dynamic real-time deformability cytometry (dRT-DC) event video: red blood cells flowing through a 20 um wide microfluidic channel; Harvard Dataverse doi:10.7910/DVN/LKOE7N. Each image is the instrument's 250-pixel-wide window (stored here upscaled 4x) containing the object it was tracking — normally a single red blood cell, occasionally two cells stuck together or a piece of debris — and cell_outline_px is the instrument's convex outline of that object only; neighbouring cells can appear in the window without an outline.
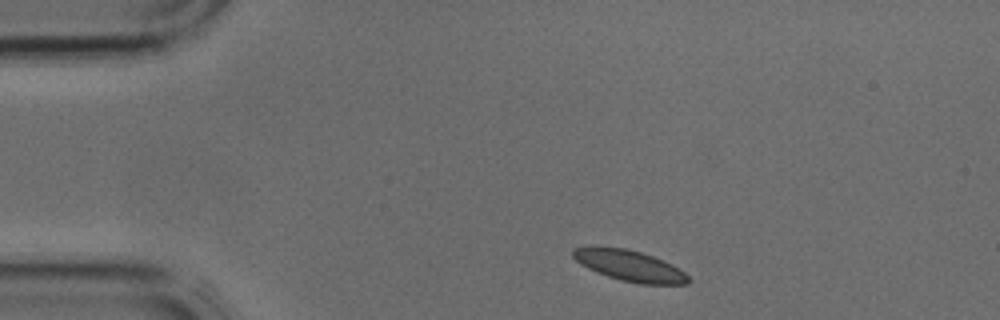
{"species": "common noctule bat (a hibernating species)", "species_latin": "Nyctalus noctula", "temperature_condition": "cold", "stored_images_in_passage": 2, "camera_frame_rate_fps": 3000, "um_per_image_px": 0.085, "animal": {"sex": "male", "body_mass_g": 17.9, "forearm_length_mm": 54.2}, "frame": {"image": 1, "passage_image": 1, "time_ms": 0.0, "image_size_px": [1000, 320], "cell_outline_px": [[688, 284], [640, 284], [620, 280], [596, 272], [580, 264], [572, 256], [572, 248], [624, 248], [640, 252], [652, 256], [672, 264], [684, 272], [688, 276]], "centroid_in_image_um": [53.53, 22.61], "position_along_channel_um": 31.5, "area_um2": 20.29}}
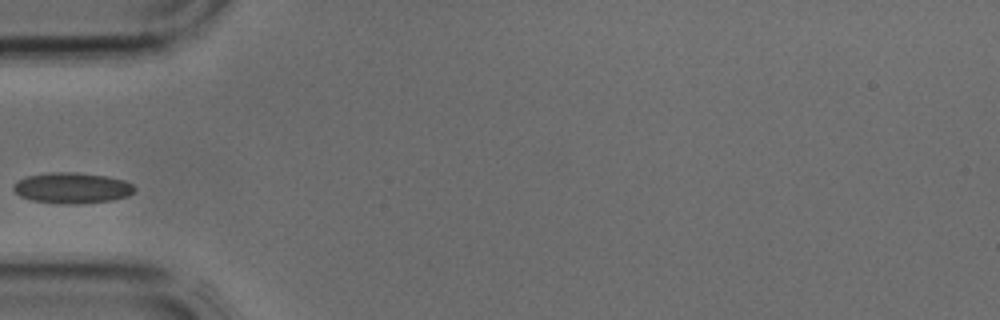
{"frame": {"image": 2, "passage_image": 2, "time_ms": 0.333, "image_size_px": [1000, 320], "cell_outline_px": [[136, 192], [128, 196], [112, 200], [72, 204], [68, 204], [32, 200], [20, 196], [12, 188], [20, 180], [28, 176], [48, 172], [76, 172], [108, 176], [124, 180], [132, 184], [136, 188]], "centroid_in_image_um": [6.19, 15.97], "position_along_channel_um": 78.8, "area_um2": 21.62}}